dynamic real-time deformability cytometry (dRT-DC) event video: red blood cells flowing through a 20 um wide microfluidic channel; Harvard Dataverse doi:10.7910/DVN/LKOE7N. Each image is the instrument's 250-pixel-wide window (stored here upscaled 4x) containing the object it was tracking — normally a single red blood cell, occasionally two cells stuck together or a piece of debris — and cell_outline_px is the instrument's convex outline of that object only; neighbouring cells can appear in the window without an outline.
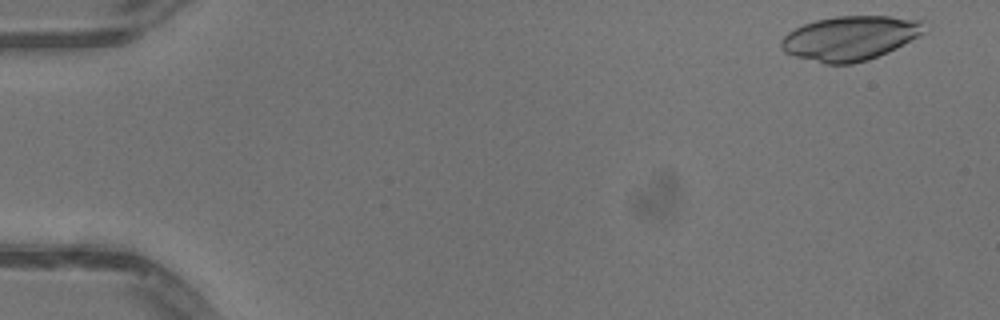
{"species": "common noctule bat (a hibernating species)", "species_latin": "Nyctalus noctula", "temperature_condition": "warm", "stored_images_in_passage": 50, "camera_frame_rate_fps": 3000, "um_per_image_px": 0.085, "animal": {"sex": "male", "body_mass_g": 13.3}, "frame": {"image": 1, "passage_image": 2, "time_ms": 0.333, "image_size_px": [1000, 320], "cell_outline_px": [[932, 28], [928, 32], [888, 52], [868, 60], [852, 64], [824, 64], [796, 56], [784, 52], [780, 44], [780, 40], [788, 32], [804, 24], [816, 20], [836, 16], [892, 16], [920, 20], [932, 24]], "centroid_in_image_um": [72.36, 3.23], "position_along_channel_um": 12.6, "area_um2": 37.57}}